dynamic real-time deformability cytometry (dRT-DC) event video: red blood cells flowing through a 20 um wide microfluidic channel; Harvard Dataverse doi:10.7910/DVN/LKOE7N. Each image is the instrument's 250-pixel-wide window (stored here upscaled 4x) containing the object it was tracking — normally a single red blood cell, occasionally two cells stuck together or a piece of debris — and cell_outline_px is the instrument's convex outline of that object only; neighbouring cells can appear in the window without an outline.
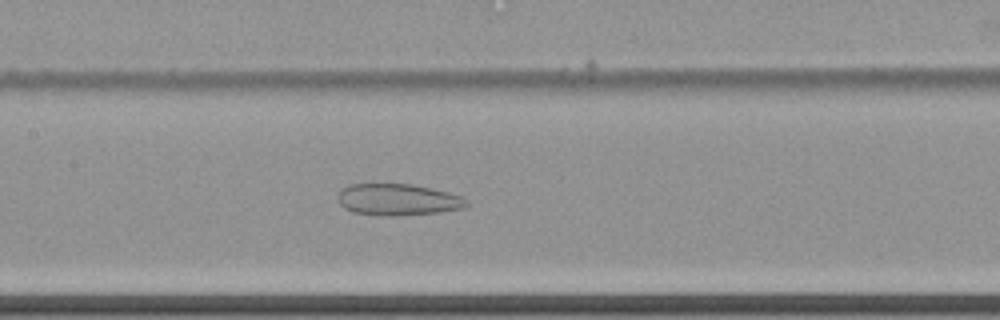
{"species": "common noctule bat (a hibernating species)", "species_latin": "Nyctalus noctula", "temperature_condition": "cold", "stored_images_in_passage": 64, "camera_frame_rate_fps": 3000, "um_per_image_px": 0.085, "animal": {"sex": "female", "body_mass_g": 22.7, "forearm_length_mm": 54.2}, "frame": {"image": 1, "passage_image": 34, "time_ms": 11.0, "image_size_px": [1000, 320], "cell_outline_px": [[468, 204], [464, 208], [440, 212], [392, 216], [376, 216], [352, 212], [344, 208], [340, 204], [340, 188], [348, 184], [412, 184], [448, 192], [460, 196], [468, 200]], "centroid_in_image_um": [33.81, 16.97], "position_along_channel_um": 173.6, "area_um2": 23.76}}
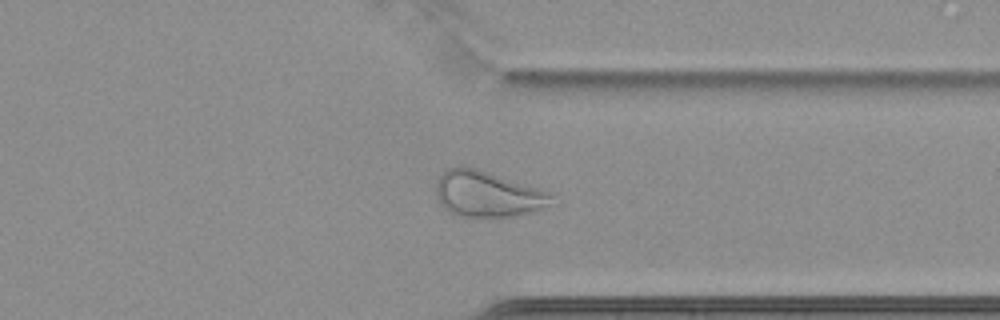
{"frame": {"image": 2, "passage_image": 51, "time_ms": 16.667, "image_size_px": [1000, 320], "cell_outline_px": [[556, 204], [532, 212], [508, 216], [456, 216], [448, 212], [440, 204], [436, 196], [436, 184], [440, 176], [448, 168], [460, 164], [540, 188], [552, 192]], "centroid_in_image_um": [41.46, 16.49], "position_along_channel_um": 369.9, "area_um2": 31.04}}
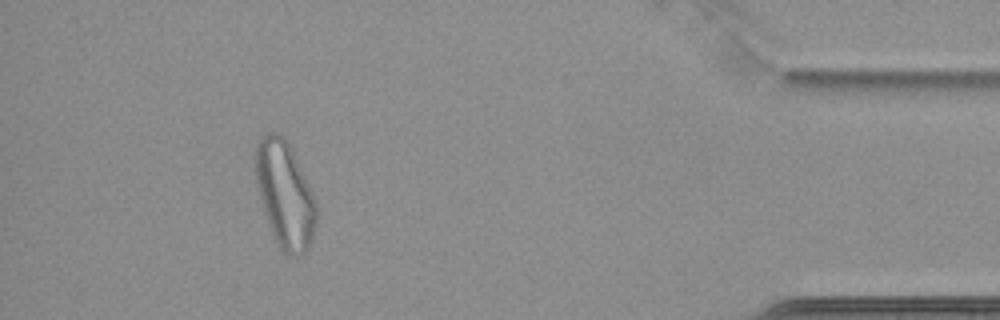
{"frame": {"image": 3, "passage_image": 59, "time_ms": 19.333, "image_size_px": [1000, 320], "cell_outline_px": [[316, 224], [308, 248], [300, 256], [288, 256], [276, 244], [264, 212], [256, 184], [256, 144], [260, 136], [268, 132], [276, 132], [284, 136], [288, 140], [292, 148], [316, 200]], "centroid_in_image_um": [24.21, 16.52], "position_along_channel_um": 411.0, "area_um2": 37.8}}